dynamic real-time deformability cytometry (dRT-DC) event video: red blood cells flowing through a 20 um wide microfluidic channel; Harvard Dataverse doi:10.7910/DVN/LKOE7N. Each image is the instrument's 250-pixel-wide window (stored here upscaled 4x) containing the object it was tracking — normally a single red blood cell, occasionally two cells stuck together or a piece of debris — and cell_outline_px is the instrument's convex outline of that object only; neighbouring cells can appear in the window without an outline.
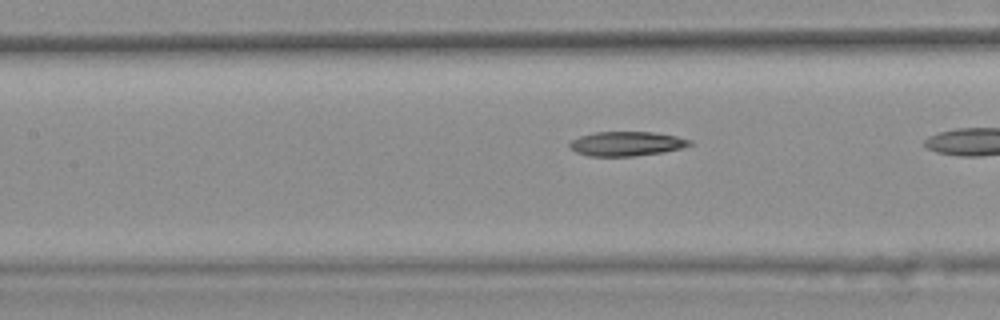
{"species": "common noctule bat (a hibernating species)", "species_latin": "Nyctalus noctula", "temperature_condition": "warm", "stored_images_in_passage": 24, "camera_frame_rate_fps": 3000, "um_per_image_px": 0.085, "animal": {"sex": "female", "body_mass_g": 25.1}, "frame": {"image": 1, "passage_image": 21, "time_ms": 6.667, "image_size_px": [1000, 320], "cell_outline_px": [[692, 144], [680, 148], [664, 152], [632, 156], [588, 156], [576, 152], [568, 148], [568, 144], [572, 140], [580, 136], [596, 132], [652, 132], [676, 136], [692, 140]], "centroid_in_image_um": [53.23, 12.22], "position_along_channel_um": 154.2, "area_um2": 17.05}}